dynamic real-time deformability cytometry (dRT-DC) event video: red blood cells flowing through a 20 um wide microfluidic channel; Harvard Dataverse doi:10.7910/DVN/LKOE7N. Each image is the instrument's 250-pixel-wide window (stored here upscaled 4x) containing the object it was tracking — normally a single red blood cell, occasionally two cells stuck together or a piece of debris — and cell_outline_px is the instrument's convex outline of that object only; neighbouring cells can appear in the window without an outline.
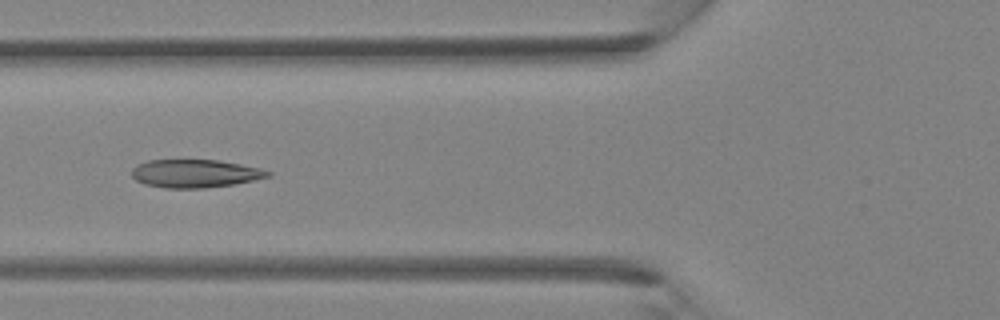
{"species": "Egyptian fruit bat (a non-hibernating species)", "species_latin": "Rousettus aegyptiacus", "temperature_condition": "room temperature", "stored_images_in_passage": 5, "camera_frame_rate_fps": 3000, "um_per_image_px": 0.085, "animal": {"sex": "female"}, "frame": {"image": 1, "passage_image": 5, "time_ms": 1.333, "image_size_px": [1000, 320], "cell_outline_px": [[272, 176], [232, 184], [204, 188], [164, 188], [144, 184], [136, 180], [132, 176], [132, 168], [136, 164], [148, 160], [220, 160], [260, 168], [272, 172]], "centroid_in_image_um": [16.56, 14.74], "position_along_channel_um": 109.2, "area_um2": 22.31}}